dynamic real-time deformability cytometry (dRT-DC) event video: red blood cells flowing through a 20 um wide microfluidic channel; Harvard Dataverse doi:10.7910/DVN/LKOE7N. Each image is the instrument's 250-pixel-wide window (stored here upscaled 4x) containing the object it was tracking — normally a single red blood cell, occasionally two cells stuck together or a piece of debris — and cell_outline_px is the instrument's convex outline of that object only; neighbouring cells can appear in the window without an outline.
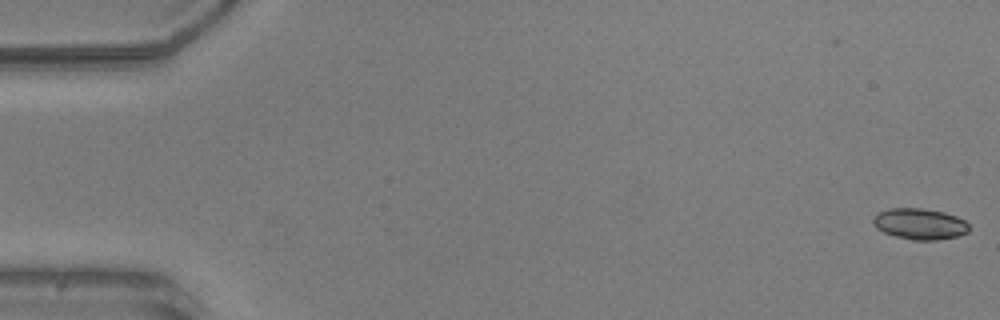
{"species": "common noctule bat (a hibernating species)", "species_latin": "Nyctalus noctula", "temperature_condition": "warm", "stored_images_in_passage": 2, "camera_frame_rate_fps": 3000, "um_per_image_px": 0.085, "animal": {"sex": "male", "body_mass_g": 20.5, "forearm_length_mm": 52.5}, "frame": {"image": 1, "passage_image": 2, "time_ms": 0.333, "image_size_px": [1000, 320], "cell_outline_px": [[968, 232], [960, 236], [936, 240], [912, 240], [896, 236], [884, 232], [876, 228], [872, 220], [880, 212], [888, 208], [920, 208], [944, 212], [956, 216], [964, 220], [968, 224]], "centroid_in_image_um": [78.2, 19.04], "position_along_channel_um": 6.8, "area_um2": 17.28}}